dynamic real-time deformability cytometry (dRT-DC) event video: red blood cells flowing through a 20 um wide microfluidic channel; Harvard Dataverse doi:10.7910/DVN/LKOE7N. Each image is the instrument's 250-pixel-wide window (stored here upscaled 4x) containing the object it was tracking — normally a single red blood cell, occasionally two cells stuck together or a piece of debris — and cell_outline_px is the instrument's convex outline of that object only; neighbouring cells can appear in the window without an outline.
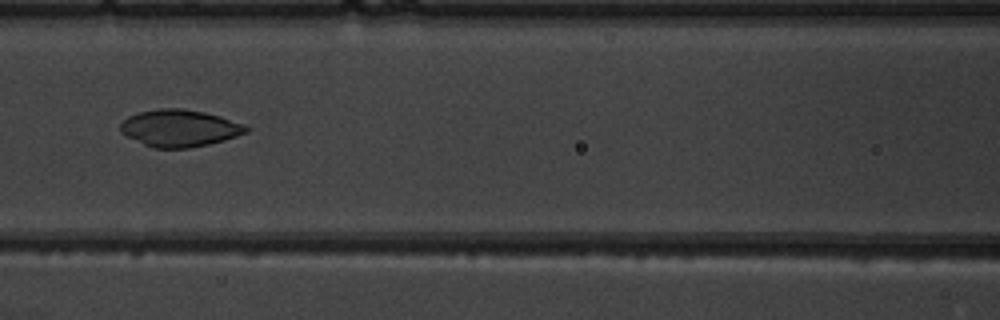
{"species": "common noctule bat (a hibernating species)", "species_latin": "Nyctalus noctula", "temperature_condition": "warm", "stored_images_in_passage": 8, "camera_frame_rate_fps": 3000, "um_per_image_px": 0.085, "animal": {"sex": "male", "body_mass_g": 19.5, "forearm_length_mm": 54.6}, "frame": {"image": 1, "passage_image": 8, "time_ms": 9.0, "image_size_px": [1000, 320], "cell_outline_px": [[252, 128], [248, 132], [224, 140], [208, 144], [188, 148], [152, 148], [120, 132], [120, 124], [128, 116], [140, 112], [160, 108], [180, 108], [204, 112], [220, 116], [244, 124]], "centroid_in_image_um": [15.29, 10.89], "position_along_channel_um": 151.3, "area_um2": 27.05}}